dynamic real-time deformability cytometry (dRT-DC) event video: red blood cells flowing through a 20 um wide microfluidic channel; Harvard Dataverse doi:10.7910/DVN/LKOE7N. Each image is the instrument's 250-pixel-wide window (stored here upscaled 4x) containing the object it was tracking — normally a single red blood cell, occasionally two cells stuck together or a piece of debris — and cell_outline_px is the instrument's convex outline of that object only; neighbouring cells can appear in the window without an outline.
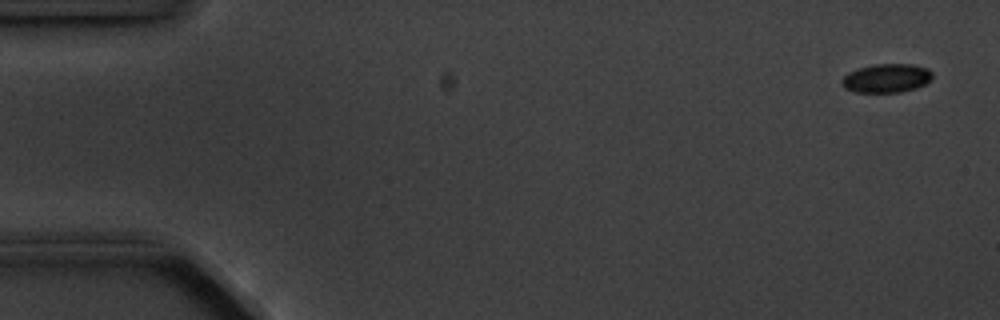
{"species": "common noctule bat (a hibernating species)", "species_latin": "Nyctalus noctula", "temperature_condition": "cold", "stored_images_in_passage": 5, "camera_frame_rate_fps": 3000, "um_per_image_px": 0.085, "animal": {"sex": "male", "body_mass_g": 20.1, "forearm_length_mm": 53.5}, "frame": {"image": 1, "passage_image": 1, "time_ms": 0.0, "image_size_px": [1000, 320], "cell_outline_px": [[932, 76], [924, 84], [916, 88], [900, 92], [856, 92], [844, 88], [840, 84], [840, 80], [848, 72], [860, 68], [876, 64], [912, 64], [928, 68], [932, 72]], "centroid_in_image_um": [75.32, 6.64], "position_along_channel_um": 9.7, "area_um2": 15.14}}
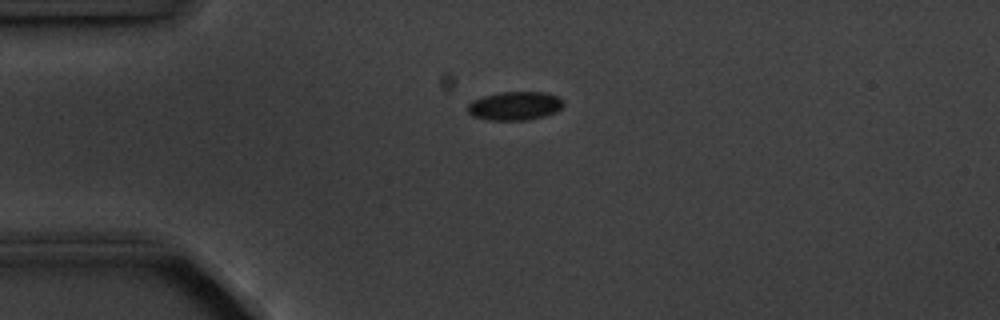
{"frame": {"image": 2, "passage_image": 4, "time_ms": 3.667, "image_size_px": [1000, 320], "cell_outline_px": [[564, 104], [556, 112], [544, 116], [528, 120], [488, 120], [472, 116], [464, 108], [472, 100], [484, 96], [500, 92], [544, 92], [560, 96], [564, 100]], "centroid_in_image_um": [43.75, 9.0], "position_along_channel_um": 41.2, "area_um2": 16.24}}